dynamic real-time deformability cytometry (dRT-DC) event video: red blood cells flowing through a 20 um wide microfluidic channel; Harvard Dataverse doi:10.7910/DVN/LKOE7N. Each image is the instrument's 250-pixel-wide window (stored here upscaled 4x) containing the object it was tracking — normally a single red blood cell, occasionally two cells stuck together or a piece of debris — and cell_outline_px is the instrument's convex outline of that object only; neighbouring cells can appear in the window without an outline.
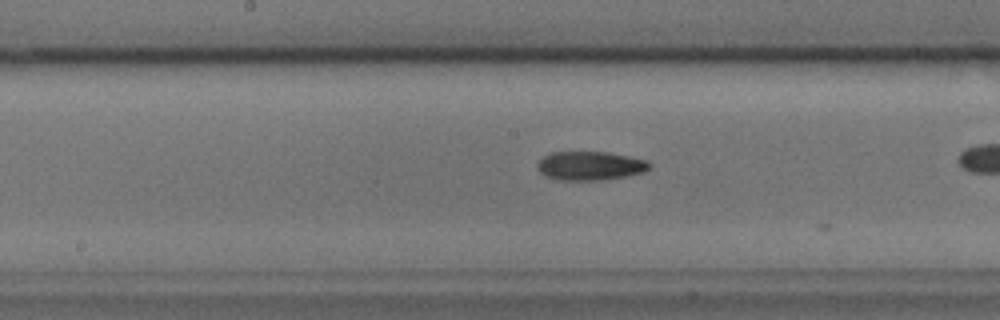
{"species": "common noctule bat (a hibernating species)", "species_latin": "Nyctalus noctula", "temperature_condition": "cold", "stored_images_in_passage": 16, "camera_frame_rate_fps": 3000, "um_per_image_px": 0.085, "animal": {"sex": "male", "body_mass_g": 17.9, "forearm_length_mm": 54.2}, "frame": {"image": 1, "passage_image": 12, "time_ms": 3.667, "image_size_px": [1000, 320], "cell_outline_px": [[652, 164], [644, 172], [628, 176], [608, 180], [560, 180], [544, 176], [536, 168], [536, 164], [544, 156], [552, 152], [608, 152], [648, 160]], "centroid_in_image_um": [50.17, 14.1], "position_along_channel_um": 198.0, "area_um2": 19.07}}